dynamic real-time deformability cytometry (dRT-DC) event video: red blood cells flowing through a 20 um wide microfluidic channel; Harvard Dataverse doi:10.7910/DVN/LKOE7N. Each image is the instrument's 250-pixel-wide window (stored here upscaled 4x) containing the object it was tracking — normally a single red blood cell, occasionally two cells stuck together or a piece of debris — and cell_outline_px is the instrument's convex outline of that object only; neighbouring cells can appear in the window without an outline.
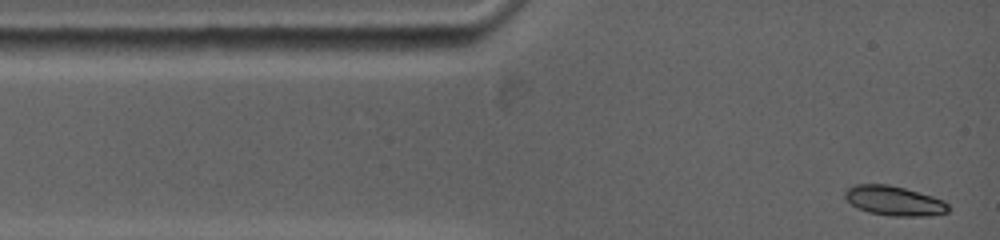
{"species": "common noctule bat (a hibernating species)", "species_latin": "Nyctalus noctula", "temperature_condition": "warm", "stored_images_in_passage": 43, "camera_frame_rate_fps": 5000, "um_per_image_px": 0.085, "animal": {"sex": "female", "body_mass_g": 19.0, "forearm_length_mm": 53.3}, "frame": {"image": 1, "passage_image": 1, "time_ms": 0.0, "image_size_px": [1000, 240], "cell_outline_px": [[952, 208], [948, 212], [932, 216], [892, 216], [868, 212], [856, 208], [844, 196], [844, 192], [852, 184], [888, 184], [904, 188], [932, 196], [944, 200]], "centroid_in_image_um": [76.02, 17.07], "position_along_channel_um": 9.0, "area_um2": 18.03}}
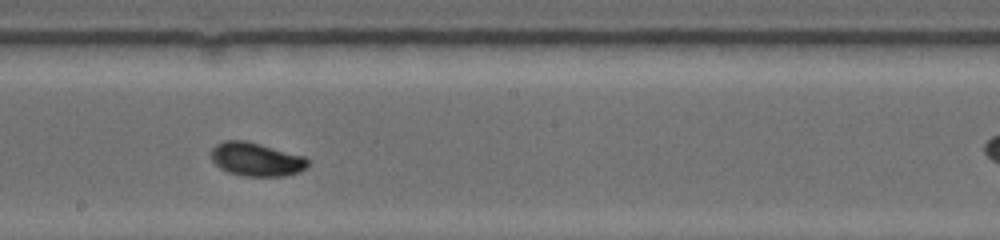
{"frame": {"image": 2, "passage_image": 25, "time_ms": 6.8, "image_size_px": [1000, 240], "cell_outline_px": [[308, 164], [300, 172], [284, 176], [244, 176], [228, 172], [220, 168], [212, 160], [212, 148], [216, 144], [224, 140], [244, 140], [304, 156], [308, 160]], "centroid_in_image_um": [21.77, 13.55], "position_along_channel_um": 226.4, "area_um2": 18.73}}
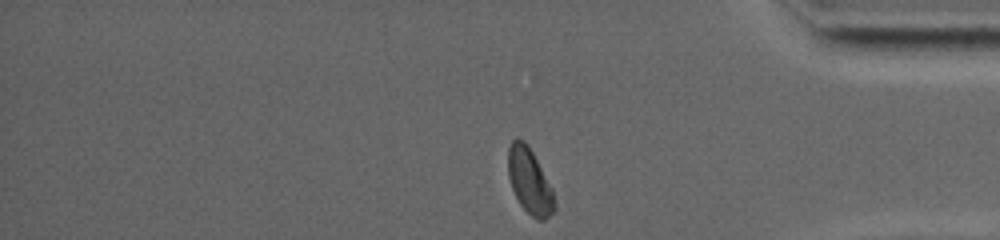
{"frame": {"image": 3, "passage_image": 42, "time_ms": 11.6, "image_size_px": [1000, 240], "cell_outline_px": [[556, 208], [544, 220], [536, 220], [520, 204], [512, 188], [508, 176], [508, 148], [512, 140], [516, 136], [524, 140], [528, 144], [552, 188]], "centroid_in_image_um": [45.0, 15.36], "position_along_channel_um": 390.2, "area_um2": 17.63}}